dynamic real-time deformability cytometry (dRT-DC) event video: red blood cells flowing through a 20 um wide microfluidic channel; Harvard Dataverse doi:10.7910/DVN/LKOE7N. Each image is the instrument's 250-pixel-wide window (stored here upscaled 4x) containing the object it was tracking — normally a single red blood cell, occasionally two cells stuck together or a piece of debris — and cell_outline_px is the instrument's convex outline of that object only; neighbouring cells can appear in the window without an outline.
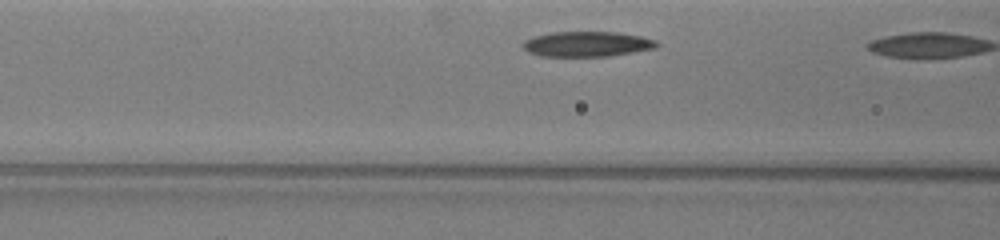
{"species": "common noctule bat (a hibernating species)", "species_latin": "Nyctalus noctula", "temperature_condition": "warm", "stored_images_in_passage": 8, "camera_frame_rate_fps": 3000, "um_per_image_px": 0.085, "animal": {"sex": "female", "body_mass_g": 19.5, "forearm_length_mm": 54.1}, "frame": {"image": 1, "passage_image": 6, "time_ms": 1.333, "image_size_px": [1000, 240], "cell_outline_px": [[660, 44], [656, 48], [608, 56], [540, 56], [528, 52], [520, 44], [524, 40], [536, 36], [552, 32], [616, 32], [640, 36], [656, 40]], "centroid_in_image_um": [49.89, 3.74], "position_along_channel_um": 116.7, "area_um2": 19.59}}